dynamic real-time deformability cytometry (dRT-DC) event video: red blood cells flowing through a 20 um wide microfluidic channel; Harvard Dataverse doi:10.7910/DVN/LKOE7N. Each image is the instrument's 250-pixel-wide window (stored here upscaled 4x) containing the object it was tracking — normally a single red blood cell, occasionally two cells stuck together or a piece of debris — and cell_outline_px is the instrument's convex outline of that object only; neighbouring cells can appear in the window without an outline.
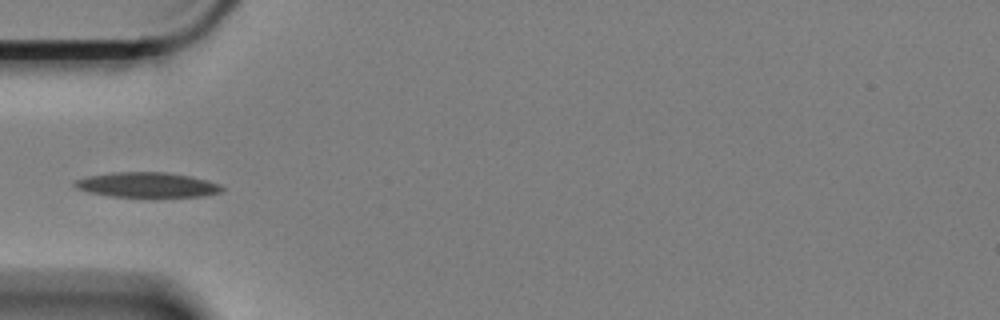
{"species": "Egyptian fruit bat (a non-hibernating species)", "species_latin": "Rousettus aegyptiacus", "temperature_condition": "cold", "stored_images_in_passage": 4, "camera_frame_rate_fps": 3000, "um_per_image_px": 0.085, "animal": {"sex": "female"}, "frame": {"image": 1, "passage_image": 1, "time_ms": 0.0, "image_size_px": [1000, 320], "cell_outline_px": [[224, 192], [204, 196], [156, 200], [144, 200], [108, 196], [88, 192], [76, 188], [72, 184], [76, 180], [88, 176], [116, 172], [164, 172], [188, 176], [208, 180], [220, 184], [224, 188]], "centroid_in_image_um": [12.56, 15.78], "position_along_channel_um": 72.4, "area_um2": 22.83}}